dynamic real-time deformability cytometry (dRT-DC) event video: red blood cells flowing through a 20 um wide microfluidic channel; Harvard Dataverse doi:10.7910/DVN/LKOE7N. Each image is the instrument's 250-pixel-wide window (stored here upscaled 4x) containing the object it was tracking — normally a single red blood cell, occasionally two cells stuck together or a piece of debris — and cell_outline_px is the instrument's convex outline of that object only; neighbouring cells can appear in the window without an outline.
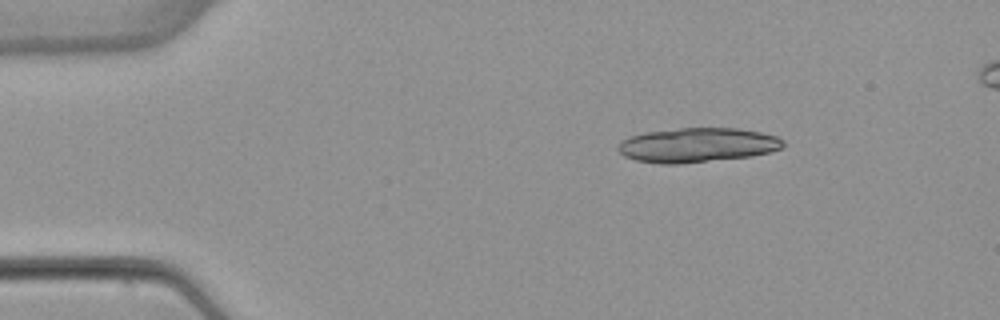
{"species": "common noctule bat (a hibernating species)", "species_latin": "Nyctalus noctula", "temperature_condition": "warm", "stored_images_in_passage": 24, "camera_frame_rate_fps": 3000, "um_per_image_px": 0.085, "animal": {"sex": "female", "body_mass_g": 22.7, "forearm_length_mm": 54.2}, "frame": {"image": 1, "passage_image": 1, "time_ms": 0.0, "image_size_px": [1000, 320], "cell_outline_px": [[784, 144], [780, 148], [768, 152], [752, 156], [680, 164], [660, 164], [636, 160], [624, 156], [616, 148], [620, 140], [628, 136], [644, 132], [680, 128], [736, 128], [760, 132], [776, 136], [784, 140]], "centroid_in_image_um": [59.22, 12.33], "position_along_channel_um": 25.8, "area_um2": 33.29}}